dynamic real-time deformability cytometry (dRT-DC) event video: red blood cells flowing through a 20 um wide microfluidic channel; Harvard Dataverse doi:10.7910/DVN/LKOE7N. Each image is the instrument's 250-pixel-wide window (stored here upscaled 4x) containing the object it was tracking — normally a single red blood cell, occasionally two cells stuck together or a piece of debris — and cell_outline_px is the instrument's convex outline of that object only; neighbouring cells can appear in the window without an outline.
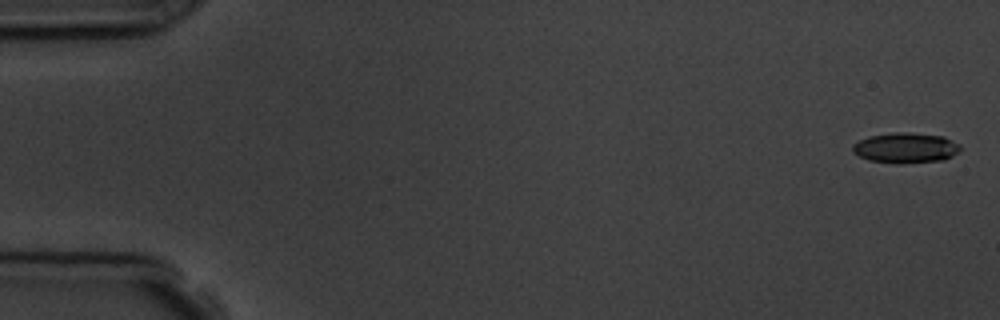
{"species": "common noctule bat (a hibernating species)", "species_latin": "Nyctalus noctula", "temperature_condition": "room temperature", "stored_images_in_passage": 6, "camera_frame_rate_fps": 3000, "um_per_image_px": 0.085, "animal": {"sex": "male", "body_mass_g": 19.5, "forearm_length_mm": 54.6}, "frame": {"image": 1, "passage_image": 1, "time_ms": 0.0, "image_size_px": [1000, 320], "cell_outline_px": [[960, 148], [952, 156], [944, 160], [904, 164], [896, 164], [868, 160], [852, 152], [852, 144], [868, 136], [896, 132], [904, 132], [944, 136], [960, 144]], "centroid_in_image_um": [76.96, 12.58], "position_along_channel_um": 8.0, "area_um2": 19.19}}
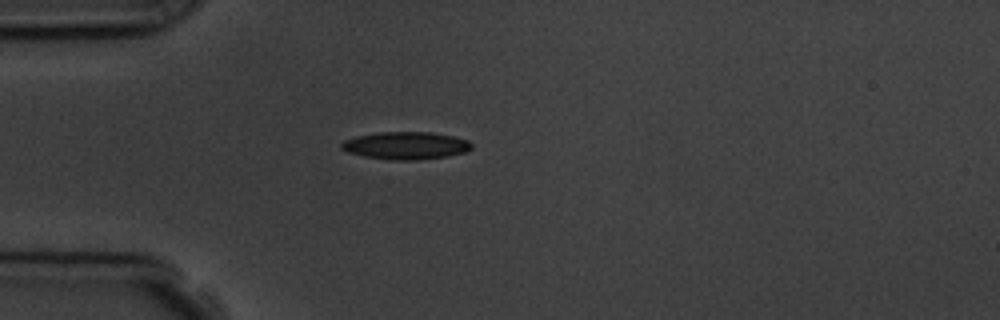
{"frame": {"image": 2, "passage_image": 5, "time_ms": 4.667, "image_size_px": [1000, 320], "cell_outline_px": [[472, 148], [464, 152], [448, 156], [412, 160], [392, 160], [364, 156], [348, 152], [340, 148], [340, 144], [344, 140], [356, 136], [380, 132], [428, 132], [452, 136], [468, 140], [472, 144]], "centroid_in_image_um": [34.47, 12.37], "position_along_channel_um": 50.5, "area_um2": 20.75}}